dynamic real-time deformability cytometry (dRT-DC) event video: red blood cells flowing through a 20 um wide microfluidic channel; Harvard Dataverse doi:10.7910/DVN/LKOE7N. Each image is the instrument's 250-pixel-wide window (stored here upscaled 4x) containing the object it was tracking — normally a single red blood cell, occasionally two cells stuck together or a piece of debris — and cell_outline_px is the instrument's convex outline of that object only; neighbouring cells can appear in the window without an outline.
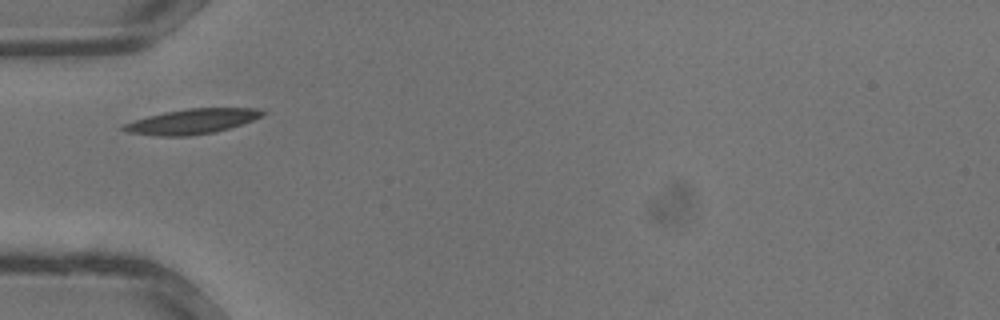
{"species": "common noctule bat (a hibernating species)", "species_latin": "Nyctalus noctula", "temperature_condition": "warm", "stored_images_in_passage": 24, "camera_frame_rate_fps": 3000, "um_per_image_px": 0.085, "animal": {"sex": "male", "body_mass_g": 13.3}, "frame": {"image": 1, "passage_image": 1, "time_ms": 0.0, "image_size_px": [1000, 320], "cell_outline_px": [[268, 112], [264, 116], [228, 128], [212, 132], [188, 136], [156, 136], [128, 132], [120, 128], [124, 124], [148, 116], [188, 108], [260, 108]], "centroid_in_image_um": [16.37, 10.31], "position_along_channel_um": 68.6, "area_um2": 20.0}}
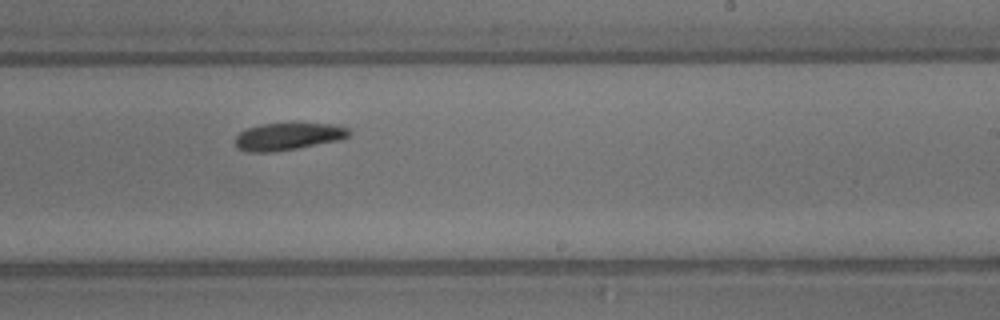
{"frame": {"image": 2, "passage_image": 11, "time_ms": 3.333, "image_size_px": [1000, 320], "cell_outline_px": [[352, 132], [348, 136], [336, 140], [276, 152], [248, 152], [236, 148], [236, 136], [240, 132], [248, 128], [264, 124], [332, 124], [352, 128]], "centroid_in_image_um": [24.48, 11.6], "position_along_channel_um": 264.5, "area_um2": 17.8}}
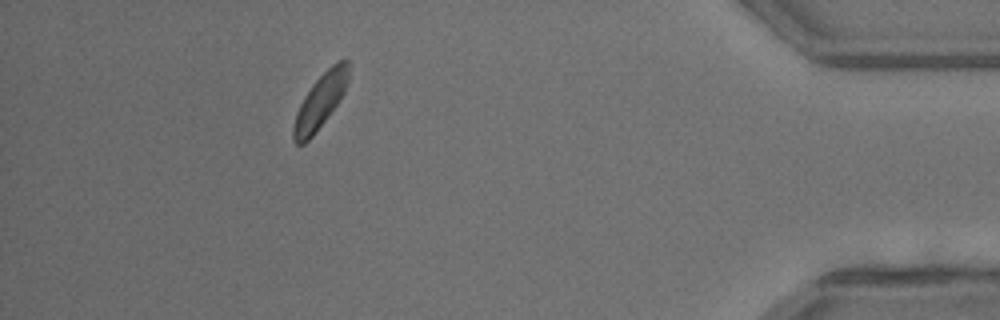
{"frame": {"image": 3, "passage_image": 21, "time_ms": 6.667, "image_size_px": [1000, 320], "cell_outline_px": [[348, 80], [344, 92], [336, 104], [312, 136], [304, 144], [296, 144], [292, 136], [292, 128], [296, 112], [304, 96], [312, 84], [332, 64], [340, 60], [348, 60]], "centroid_in_image_um": [27.19, 8.61], "position_along_channel_um": 408.0, "area_um2": 16.99}}